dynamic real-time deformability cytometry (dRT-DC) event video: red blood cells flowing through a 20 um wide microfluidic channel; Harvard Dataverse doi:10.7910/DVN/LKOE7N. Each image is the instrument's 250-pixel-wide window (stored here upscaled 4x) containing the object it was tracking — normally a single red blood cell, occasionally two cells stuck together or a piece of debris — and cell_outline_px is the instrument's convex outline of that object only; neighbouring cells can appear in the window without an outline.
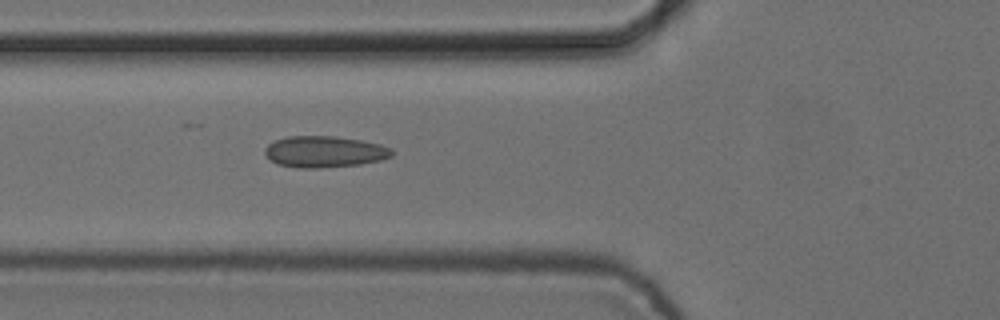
{"species": "common noctule bat (a hibernating species)", "species_latin": "Nyctalus noctula", "temperature_condition": "cold", "stored_images_in_passage": 2, "camera_frame_rate_fps": 3000, "um_per_image_px": 0.085, "animal": {"sex": "female", "body_mass_g": 24.6, "forearm_length_mm": 56.2}, "frame": {"image": 1, "passage_image": 2, "time_ms": 0.333, "image_size_px": [1000, 320], "cell_outline_px": [[392, 156], [380, 160], [360, 164], [320, 168], [296, 168], [276, 164], [264, 152], [264, 148], [268, 144], [276, 140], [288, 136], [336, 136], [360, 140], [380, 144], [392, 148]], "centroid_in_image_um": [27.57, 12.9], "position_along_channel_um": 98.2, "area_um2": 23.24}}